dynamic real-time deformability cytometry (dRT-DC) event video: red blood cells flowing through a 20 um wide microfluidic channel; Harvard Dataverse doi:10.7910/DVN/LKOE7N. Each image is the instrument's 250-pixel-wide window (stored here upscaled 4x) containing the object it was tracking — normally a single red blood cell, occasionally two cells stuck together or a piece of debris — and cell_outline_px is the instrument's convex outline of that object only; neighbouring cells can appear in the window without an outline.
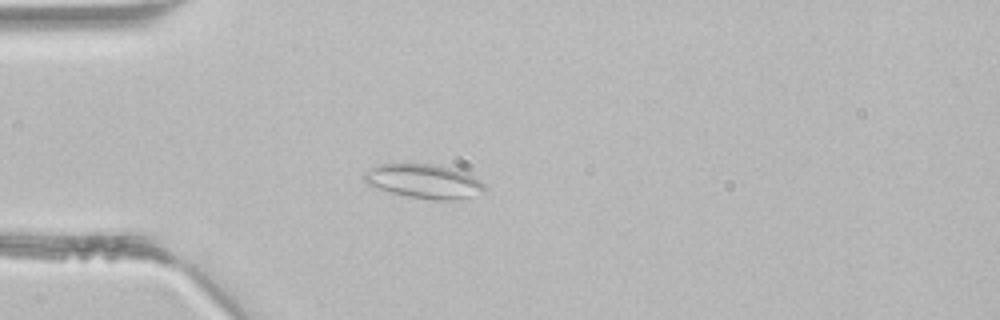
{"species": "common noctule bat (a hibernating species)", "species_latin": "Nyctalus noctula", "temperature_condition": "room temperature", "stored_images_in_passage": 3, "camera_frame_rate_fps": 3000, "um_per_image_px": 0.085, "animal": {"sex": "male", "body_mass_g": 21.5, "forearm_length_mm": 52.0}, "frame": {"image": 1, "passage_image": 3, "time_ms": 0.667, "image_size_px": [1000, 320], "cell_outline_px": [[488, 188], [484, 192], [456, 200], [436, 200], [408, 196], [392, 192], [364, 184], [360, 180], [364, 172], [380, 164], [432, 164], [460, 168], [480, 180]], "centroid_in_image_um": [36.06, 15.39], "position_along_channel_um": 48.9, "area_um2": 24.33}}